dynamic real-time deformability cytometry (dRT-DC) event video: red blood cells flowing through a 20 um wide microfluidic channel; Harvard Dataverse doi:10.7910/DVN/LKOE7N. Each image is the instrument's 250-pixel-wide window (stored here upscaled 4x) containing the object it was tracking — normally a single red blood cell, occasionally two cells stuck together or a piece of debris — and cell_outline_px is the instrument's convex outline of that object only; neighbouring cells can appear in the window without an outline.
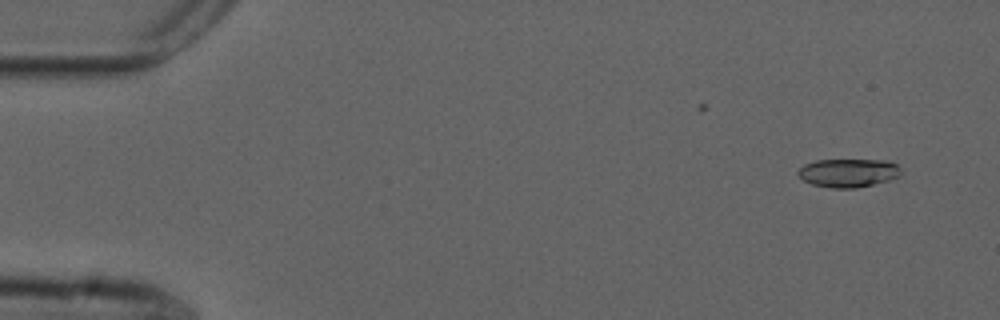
{"species": "common noctule bat (a hibernating species)", "species_latin": "Nyctalus noctula", "temperature_condition": "cold", "stored_images_in_passage": 55, "camera_frame_rate_fps": 3000, "um_per_image_px": 0.085, "animal": {"sex": "male", "forearm_length_mm": 52.5}, "frame": {"image": 1, "passage_image": 3, "time_ms": 0.667, "image_size_px": [1000, 320], "cell_outline_px": [[900, 176], [888, 180], [856, 188], [832, 188], [812, 184], [804, 180], [796, 172], [804, 164], [816, 160], [884, 160], [896, 164], [900, 168]], "centroid_in_image_um": [72.09, 14.69], "position_along_channel_um": 12.9, "area_um2": 16.94}}
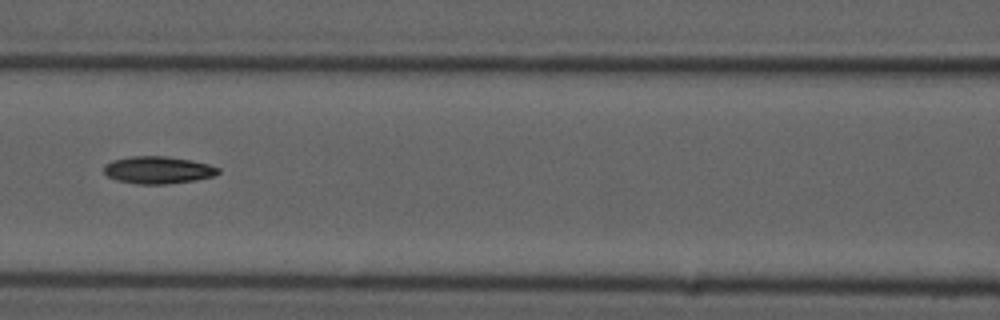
{"frame": {"image": 2, "passage_image": 24, "time_ms": 7.667, "image_size_px": [1000, 320], "cell_outline_px": [[220, 172], [216, 176], [196, 180], [164, 184], [136, 184], [116, 180], [108, 176], [104, 172], [104, 164], [112, 160], [128, 156], [164, 156], [192, 160], [208, 164], [220, 168]], "centroid_in_image_um": [13.43, 14.45], "position_along_channel_um": 153.2, "area_um2": 18.38}}
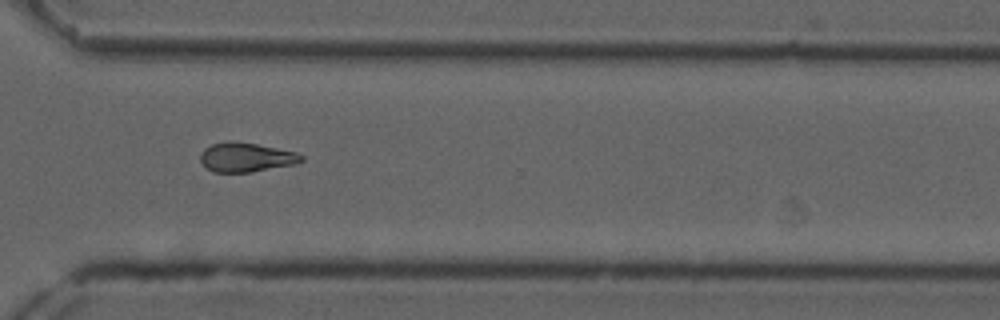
{"frame": {"image": 3, "passage_image": 40, "time_ms": 13.0, "image_size_px": [1000, 320], "cell_outline_px": [[304, 160], [296, 164], [252, 172], [212, 172], [200, 160], [200, 152], [204, 148], [212, 144], [256, 144], [296, 152], [304, 156]], "centroid_in_image_um": [20.96, 13.41], "position_along_channel_um": 349.6, "area_um2": 16.65}, "authors_computed_cell_mechanics": {"area_um2": 17.4556, "velocity_mm_per_s": 3.6981, "shape_relaxation_time_tau1_ms": 8.0797, "shape_relaxation_time_tau2_ms": 6.6547, "deformation_change_tau1": 0.1583, "deformation_change_tau2": 0.1548}}